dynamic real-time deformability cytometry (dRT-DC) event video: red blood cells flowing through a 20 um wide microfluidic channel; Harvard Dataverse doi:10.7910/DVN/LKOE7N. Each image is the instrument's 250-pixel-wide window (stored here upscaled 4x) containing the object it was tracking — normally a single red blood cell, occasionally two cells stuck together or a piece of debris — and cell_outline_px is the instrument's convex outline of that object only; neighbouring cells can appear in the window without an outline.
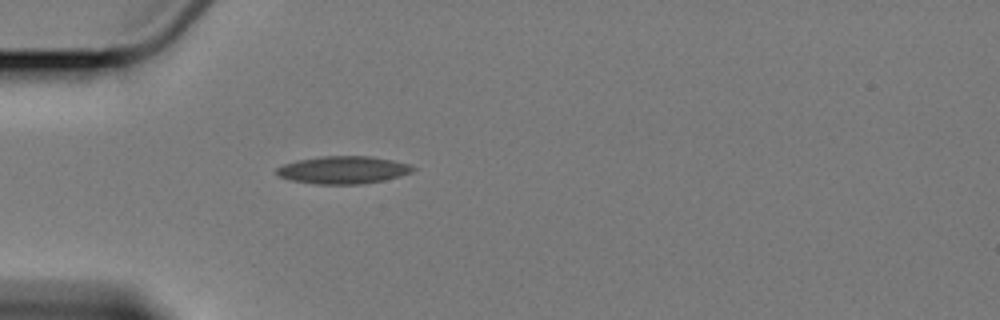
{"species": "Egyptian fruit bat (a non-hibernating species)", "species_latin": "Rousettus aegyptiacus", "temperature_condition": "cold", "stored_images_in_passage": 4, "camera_frame_rate_fps": 3000, "um_per_image_px": 0.085, "animal": {"sex": "female"}, "frame": {"image": 1, "passage_image": 4, "time_ms": 3.333, "image_size_px": [1000, 320], "cell_outline_px": [[416, 168], [412, 172], [400, 176], [384, 180], [360, 184], [312, 184], [288, 180], [276, 176], [276, 168], [284, 164], [300, 160], [324, 156], [368, 156], [392, 160], [408, 164]], "centroid_in_image_um": [29.13, 14.46], "position_along_channel_um": 55.9, "area_um2": 21.91}}